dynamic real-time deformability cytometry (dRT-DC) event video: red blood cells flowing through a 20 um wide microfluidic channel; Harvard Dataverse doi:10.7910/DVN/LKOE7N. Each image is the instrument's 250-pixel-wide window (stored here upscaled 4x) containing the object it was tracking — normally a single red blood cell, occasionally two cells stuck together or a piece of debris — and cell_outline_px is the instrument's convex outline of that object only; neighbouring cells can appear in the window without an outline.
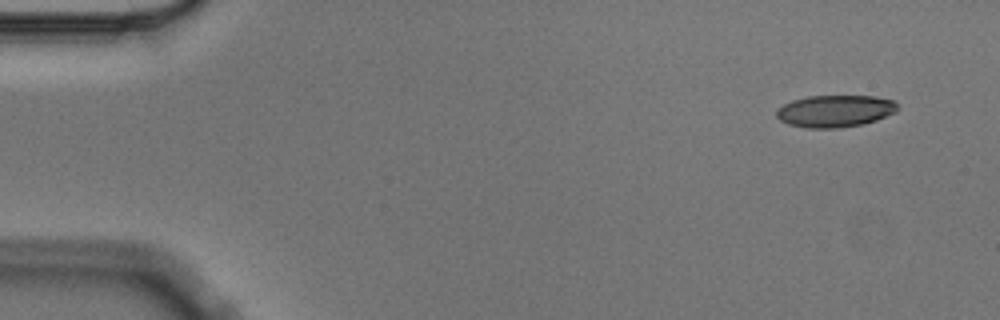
{"species": "Egyptian fruit bat (a non-hibernating species)", "species_latin": "Rousettus aegyptiacus", "temperature_condition": "cold", "stored_images_in_passage": 4, "camera_frame_rate_fps": 3000, "um_per_image_px": 0.085, "animal": {"sex": "male"}, "frame": {"image": 1, "passage_image": 1, "time_ms": 0.0, "image_size_px": [1000, 320], "cell_outline_px": [[900, 108], [896, 112], [876, 120], [864, 124], [836, 128], [808, 128], [788, 124], [780, 120], [776, 116], [776, 108], [792, 100], [808, 96], [876, 96], [896, 100], [900, 104]], "centroid_in_image_um": [71.02, 9.43], "position_along_channel_um": 14.0, "area_um2": 22.95}}
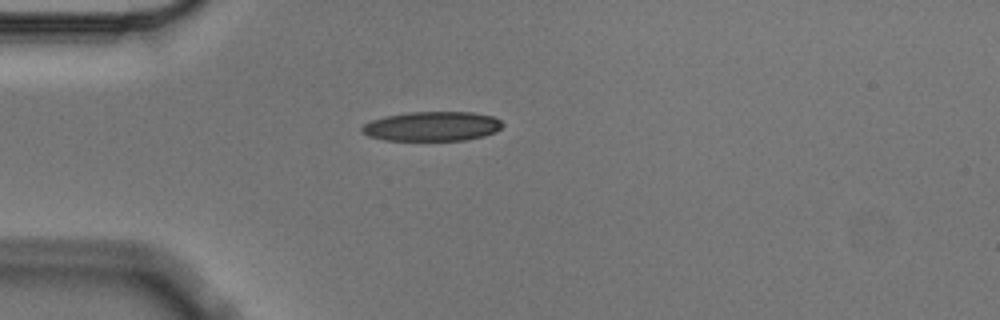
{"frame": {"image": 2, "passage_image": 4, "time_ms": 1.0, "image_size_px": [1000, 320], "cell_outline_px": [[504, 124], [496, 132], [484, 136], [464, 140], [384, 140], [368, 136], [360, 132], [360, 128], [364, 124], [372, 120], [384, 116], [408, 112], [472, 112], [492, 116], [500, 120]], "centroid_in_image_um": [36.71, 10.73], "position_along_channel_um": 48.3, "area_um2": 24.28}}